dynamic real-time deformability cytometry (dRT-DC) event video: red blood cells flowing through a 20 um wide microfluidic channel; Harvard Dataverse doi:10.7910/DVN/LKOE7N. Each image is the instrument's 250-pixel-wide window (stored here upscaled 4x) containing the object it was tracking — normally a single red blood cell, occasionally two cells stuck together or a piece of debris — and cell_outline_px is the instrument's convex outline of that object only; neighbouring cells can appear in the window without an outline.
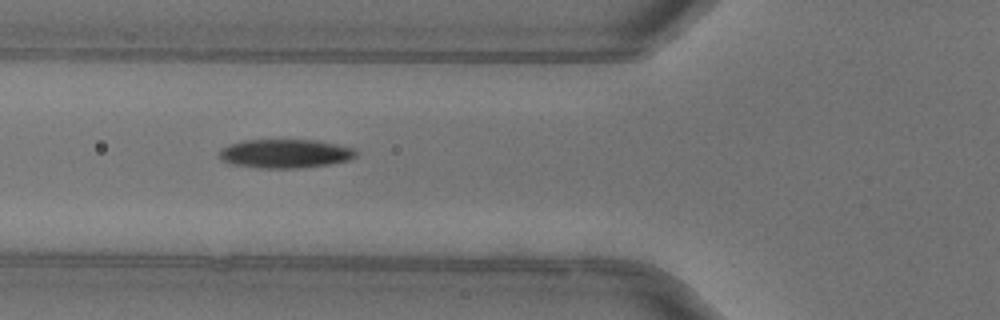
{"species": "common noctule bat (a hibernating species)", "species_latin": "Nyctalus noctula", "temperature_condition": "warm", "stored_images_in_passage": 26, "camera_frame_rate_fps": 3000, "um_per_image_px": 0.085, "animal": {"sex": "female"}, "frame": {"image": 1, "passage_image": 4, "time_ms": 1.0, "image_size_px": [1000, 320], "cell_outline_px": [[356, 156], [348, 160], [332, 164], [296, 168], [260, 168], [228, 164], [220, 156], [220, 148], [228, 144], [244, 140], [316, 140], [336, 144], [352, 148], [356, 152]], "centroid_in_image_um": [24.21, 13.06], "position_along_channel_um": 101.6, "area_um2": 22.95}, "authors_computed_cell_mechanics": {"area_um2": 23.3801, "velocity_mm_per_s": 4.0257, "shape_relaxation_time_tau1_ms": 5.4246, "shape_relaxation_time_tau2_ms": null, "deformation_change_tau1": 0.1685, "deformation_change_tau2": null}}